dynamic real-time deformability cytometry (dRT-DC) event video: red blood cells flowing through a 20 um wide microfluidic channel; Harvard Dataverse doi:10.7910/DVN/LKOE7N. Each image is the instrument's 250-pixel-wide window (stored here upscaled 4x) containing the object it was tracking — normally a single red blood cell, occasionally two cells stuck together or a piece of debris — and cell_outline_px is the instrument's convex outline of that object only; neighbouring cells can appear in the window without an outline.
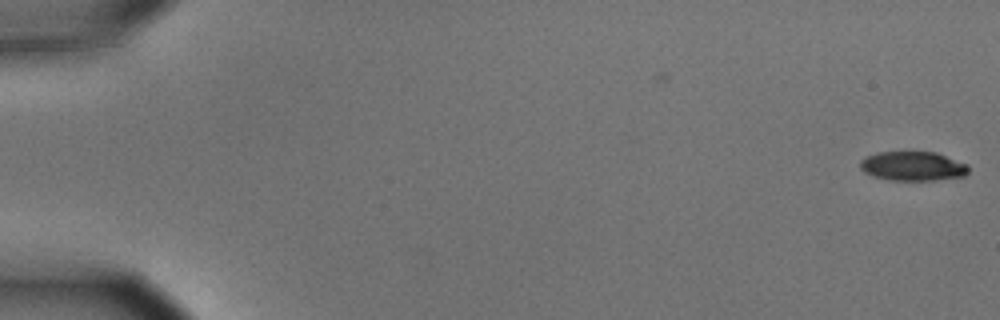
{"species": "common noctule bat (a hibernating species)", "species_latin": "Nyctalus noctula", "temperature_condition": "cold", "stored_images_in_passage": 6, "camera_frame_rate_fps": 3000, "um_per_image_px": 0.085, "animal": {"sex": "male", "body_mass_g": 15.6}, "frame": {"image": 1, "passage_image": 6, "time_ms": 1.667, "image_size_px": [1000, 320], "cell_outline_px": [[968, 172], [964, 176], [936, 180], [888, 180], [872, 176], [864, 172], [860, 168], [860, 160], [864, 156], [876, 152], [936, 152], [968, 164]], "centroid_in_image_um": [77.56, 14.12], "position_along_channel_um": 7.4, "area_um2": 18.67}}